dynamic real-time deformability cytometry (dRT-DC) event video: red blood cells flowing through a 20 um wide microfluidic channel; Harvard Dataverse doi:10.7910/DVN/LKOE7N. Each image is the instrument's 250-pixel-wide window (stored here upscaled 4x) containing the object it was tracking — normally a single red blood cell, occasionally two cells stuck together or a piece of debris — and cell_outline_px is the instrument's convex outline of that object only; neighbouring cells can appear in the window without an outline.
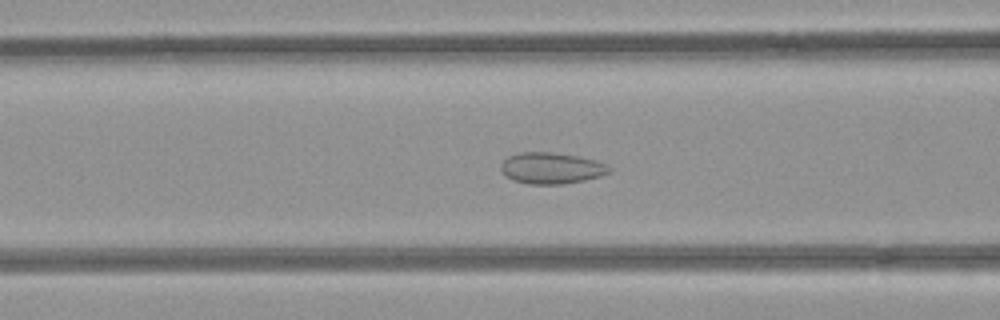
{"species": "common noctule bat (a hibernating species)", "species_latin": "Nyctalus noctula", "temperature_condition": "room temperature", "stored_images_in_passage": 46, "camera_frame_rate_fps": 3000, "um_per_image_px": 0.085, "animal": {"sex": "female", "body_mass_g": 21.9}, "frame": {"image": 1, "passage_image": 20, "time_ms": 6.333, "image_size_px": [1000, 320], "cell_outline_px": [[612, 168], [608, 172], [600, 176], [584, 180], [560, 184], [528, 184], [512, 180], [504, 176], [500, 168], [500, 164], [508, 156], [520, 152], [552, 152], [576, 156], [596, 160], [608, 164]], "centroid_in_image_um": [46.84, 14.29], "position_along_channel_um": 119.8, "area_um2": 19.83}}
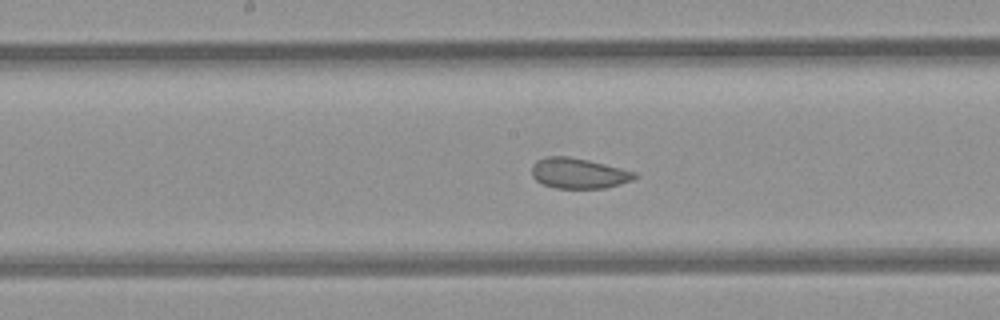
{"frame": {"image": 2, "passage_image": 26, "time_ms": 8.333, "image_size_px": [1000, 320], "cell_outline_px": [[640, 176], [632, 180], [620, 184], [604, 188], [556, 188], [544, 184], [536, 180], [532, 176], [532, 164], [536, 160], [544, 156], [568, 156], [588, 160], [636, 172]], "centroid_in_image_um": [49.17, 14.72], "position_along_channel_um": 199.0, "area_um2": 18.26}}
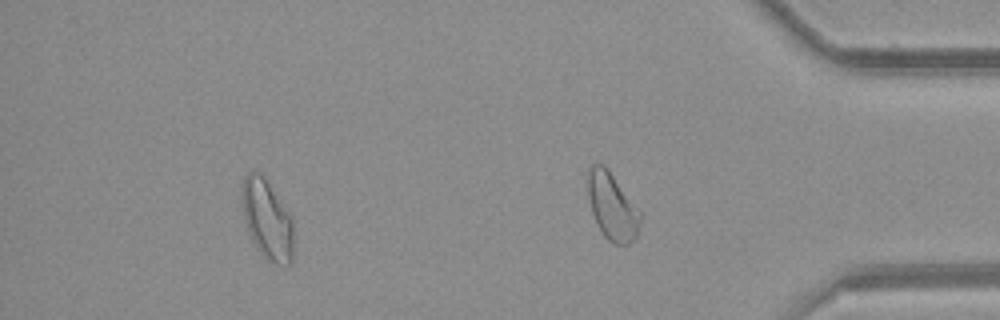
{"frame": {"image": 3, "passage_image": 41, "time_ms": 13.333, "image_size_px": [1000, 320], "cell_outline_px": [[292, 264], [288, 264], [268, 260], [260, 252], [252, 240], [248, 232], [244, 216], [240, 196], [240, 192], [244, 176], [248, 172], [260, 172], [292, 216]], "centroid_in_image_um": [22.67, 18.61], "position_along_channel_um": 412.5, "area_um2": 23.64}, "authors_computed_cell_mechanics": {"area_um2": 22.6576, "velocity_mm_per_s": 3.9487, "shape_relaxation_time_tau1_ms": null, "shape_relaxation_time_tau2_ms": 1.1209, "deformation_change_tau1": null, "deformation_change_tau2": 0.0679}}